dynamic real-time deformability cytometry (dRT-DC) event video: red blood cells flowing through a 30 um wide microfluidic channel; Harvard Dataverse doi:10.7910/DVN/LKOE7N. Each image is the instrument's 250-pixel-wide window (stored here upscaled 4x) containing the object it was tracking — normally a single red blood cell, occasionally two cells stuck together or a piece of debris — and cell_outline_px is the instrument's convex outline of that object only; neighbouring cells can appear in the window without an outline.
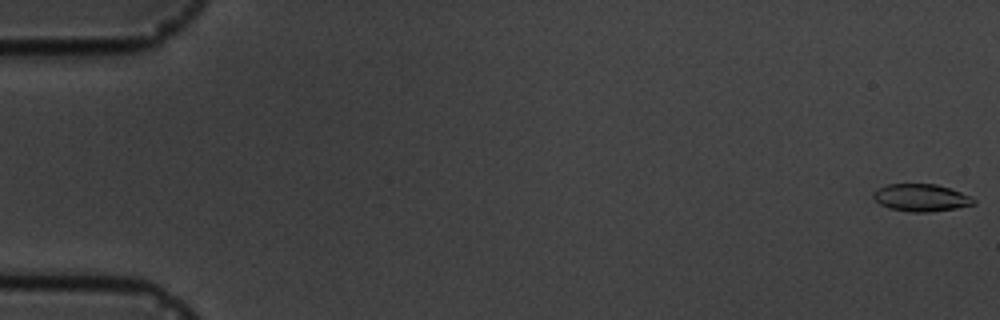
{"species": "common noctule bat (a hibernating species)", "species_latin": "Nyctalus noctula", "temperature_condition": "cold", "stored_images_in_passage": 5, "camera_frame_rate_fps": 3000, "um_per_image_px": 0.085, "animal": {"sex": "male", "body_mass_g": 19.5, "forearm_length_mm": 54.6}, "frame": {"image": 1, "passage_image": 1, "time_ms": 0.0, "image_size_px": [1000, 320], "cell_outline_px": [[976, 204], [956, 208], [932, 212], [912, 212], [888, 208], [880, 204], [872, 196], [872, 192], [876, 188], [888, 184], [936, 184], [972, 196], [976, 200]], "centroid_in_image_um": [78.28, 16.8], "position_along_channel_um": 6.7, "area_um2": 16.13}}
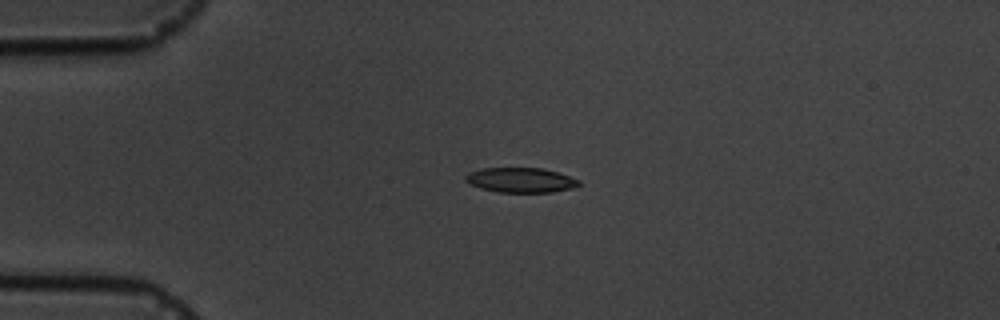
{"frame": {"image": 2, "passage_image": 4, "time_ms": 4.333, "image_size_px": [1000, 320], "cell_outline_px": [[580, 184], [572, 188], [552, 192], [500, 192], [480, 188], [468, 184], [464, 180], [464, 176], [468, 172], [480, 168], [540, 168], [556, 172], [580, 180]], "centroid_in_image_um": [44.19, 15.3], "position_along_channel_um": 40.8, "area_um2": 16.42}}